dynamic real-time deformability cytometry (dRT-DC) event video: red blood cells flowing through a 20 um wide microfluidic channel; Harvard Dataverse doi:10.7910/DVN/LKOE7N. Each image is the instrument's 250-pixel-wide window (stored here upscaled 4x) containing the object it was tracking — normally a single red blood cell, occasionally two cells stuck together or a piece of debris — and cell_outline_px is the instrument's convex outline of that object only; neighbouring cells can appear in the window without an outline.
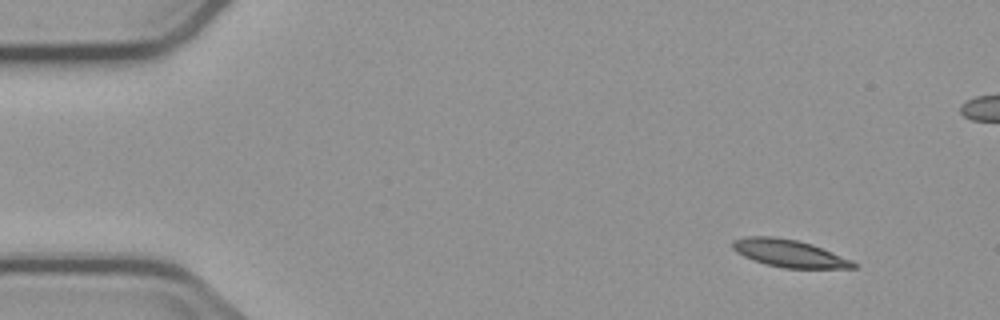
{"species": "common noctule bat (a hibernating species)", "species_latin": "Nyctalus noctula", "temperature_condition": "cold", "stored_images_in_passage": 5, "camera_frame_rate_fps": 3000, "um_per_image_px": 0.085, "animal": {"sex": "male", "body_mass_g": 23.1, "forearm_length_mm": 52.7}, "frame": {"image": 1, "passage_image": 1, "time_ms": 0.0, "image_size_px": [1000, 320], "cell_outline_px": [[856, 268], [784, 268], [752, 260], [736, 252], [732, 248], [732, 240], [748, 236], [772, 236], [796, 240], [812, 244], [852, 260], [856, 264]], "centroid_in_image_um": [67.06, 21.53], "position_along_channel_um": 17.9, "area_um2": 19.19}}